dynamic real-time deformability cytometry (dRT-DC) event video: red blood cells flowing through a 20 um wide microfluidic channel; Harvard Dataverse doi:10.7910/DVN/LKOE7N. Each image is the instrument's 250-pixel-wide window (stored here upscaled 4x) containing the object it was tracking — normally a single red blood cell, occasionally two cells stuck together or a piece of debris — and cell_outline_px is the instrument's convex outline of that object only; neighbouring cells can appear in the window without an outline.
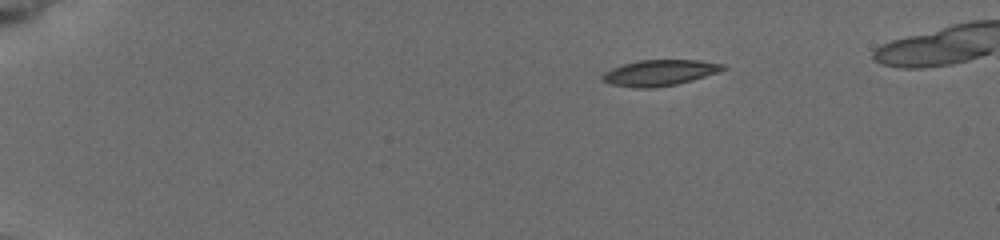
{"species": "common noctule bat (a hibernating species)", "species_latin": "Nyctalus noctula", "temperature_condition": "cold", "stored_images_in_passage": 4, "camera_frame_rate_fps": 3000, "um_per_image_px": 0.085, "animal": {"sex": "female", "body_mass_g": 19.5, "forearm_length_mm": 54.1}, "frame": {"image": 1, "passage_image": 1, "time_ms": 0.0, "image_size_px": [1000, 240], "cell_outline_px": [[728, 68], [692, 80], [676, 84], [652, 88], [632, 88], [608, 84], [600, 80], [600, 76], [604, 72], [612, 68], [636, 60], [700, 60], [724, 64]], "centroid_in_image_um": [56.0, 6.19], "position_along_channel_um": 29.0, "area_um2": 18.32}}